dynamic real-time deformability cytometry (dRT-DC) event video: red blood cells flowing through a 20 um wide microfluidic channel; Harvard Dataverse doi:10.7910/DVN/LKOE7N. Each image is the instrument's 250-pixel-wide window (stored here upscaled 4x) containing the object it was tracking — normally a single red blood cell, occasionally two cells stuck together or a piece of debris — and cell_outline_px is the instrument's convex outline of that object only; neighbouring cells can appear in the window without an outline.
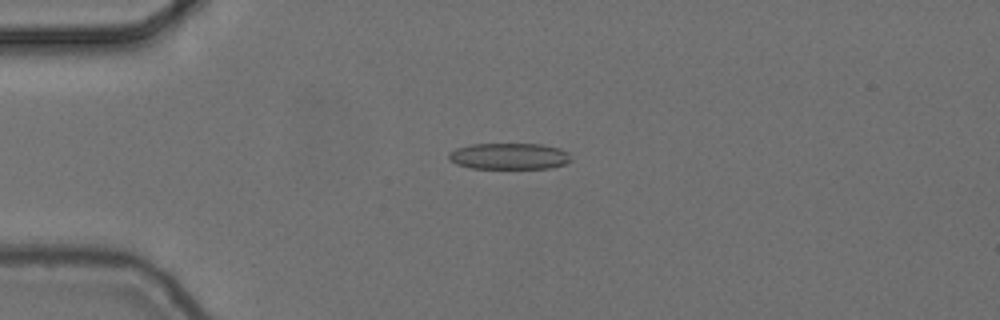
{"species": "common noctule bat (a hibernating species)", "species_latin": "Nyctalus noctula", "temperature_condition": "cold", "stored_images_in_passage": 5, "camera_frame_rate_fps": 3000, "um_per_image_px": 0.085, "animal": {"sex": "female", "body_mass_g": 24.6, "forearm_length_mm": 56.2}, "frame": {"image": 1, "passage_image": 4, "time_ms": 1.0, "image_size_px": [1000, 320], "cell_outline_px": [[572, 160], [564, 164], [552, 168], [472, 168], [456, 164], [448, 160], [448, 152], [456, 148], [468, 144], [540, 144], [560, 148], [568, 152]], "centroid_in_image_um": [43.26, 13.27], "position_along_channel_um": 41.7, "area_um2": 18.9}}